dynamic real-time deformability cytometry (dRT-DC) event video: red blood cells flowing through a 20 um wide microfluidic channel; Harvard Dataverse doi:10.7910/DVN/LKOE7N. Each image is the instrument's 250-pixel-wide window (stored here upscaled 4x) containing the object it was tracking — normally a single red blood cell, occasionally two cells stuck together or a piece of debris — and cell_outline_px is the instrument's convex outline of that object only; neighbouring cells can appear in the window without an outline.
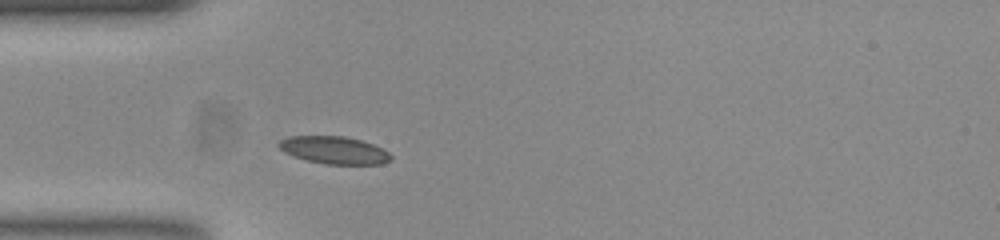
{"species": "common noctule bat (a hibernating species)", "species_latin": "Nyctalus noctula", "temperature_condition": "room temperature", "stored_images_in_passage": 39, "camera_frame_rate_fps": 3000, "um_per_image_px": 0.085, "animal": {"sex": "female", "body_mass_g": 23.0, "forearm_length_mm": 53.4}, "frame": {"image": 1, "passage_image": 1, "time_ms": 0.0, "image_size_px": [1000, 240], "cell_outline_px": [[392, 160], [380, 164], [328, 164], [308, 160], [296, 156], [280, 148], [276, 144], [280, 140], [288, 136], [344, 136], [360, 140], [372, 144], [388, 152], [392, 156]], "centroid_in_image_um": [28.42, 12.75], "position_along_channel_um": 56.6, "area_um2": 17.63}}
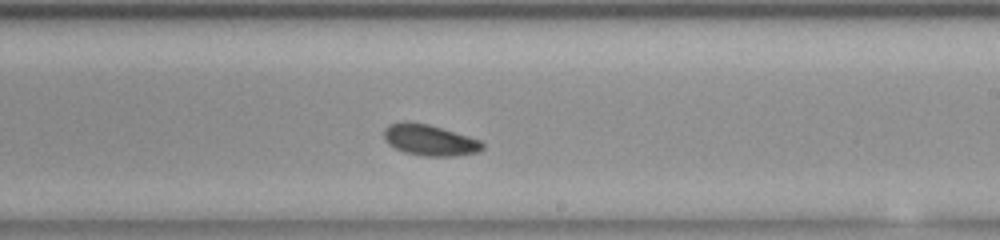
{"frame": {"image": 2, "passage_image": 17, "time_ms": 5.333, "image_size_px": [1000, 240], "cell_outline_px": [[484, 148], [476, 152], [456, 156], [424, 156], [404, 152], [388, 144], [384, 140], [384, 128], [388, 124], [428, 124], [468, 136], [480, 140], [484, 144]], "centroid_in_image_um": [36.54, 11.94], "position_along_channel_um": 252.5, "area_um2": 17.34}}
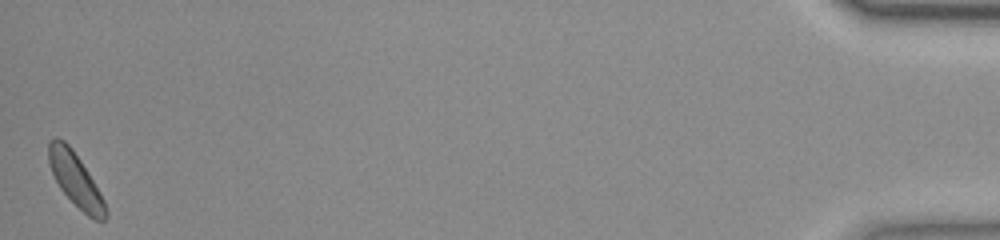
{"frame": {"image": 3, "passage_image": 39, "time_ms": 12.667, "image_size_px": [1000, 240], "cell_outline_px": [[108, 212], [104, 220], [96, 220], [88, 216], [60, 188], [52, 172], [48, 160], [48, 144], [56, 136], [64, 140], [72, 148], [80, 160], [104, 200]], "centroid_in_image_um": [6.41, 15.25], "position_along_channel_um": 428.8, "area_um2": 17.17}, "authors_computed_cell_mechanics": {"area_um2": 17.5134, "velocity_mm_per_s": 3.7561, "shape_relaxation_time_tau1_ms": null, "shape_relaxation_time_tau2_ms": 9.9763, "deformation_change_tau1": null, "deformation_change_tau2": 0.1289}}